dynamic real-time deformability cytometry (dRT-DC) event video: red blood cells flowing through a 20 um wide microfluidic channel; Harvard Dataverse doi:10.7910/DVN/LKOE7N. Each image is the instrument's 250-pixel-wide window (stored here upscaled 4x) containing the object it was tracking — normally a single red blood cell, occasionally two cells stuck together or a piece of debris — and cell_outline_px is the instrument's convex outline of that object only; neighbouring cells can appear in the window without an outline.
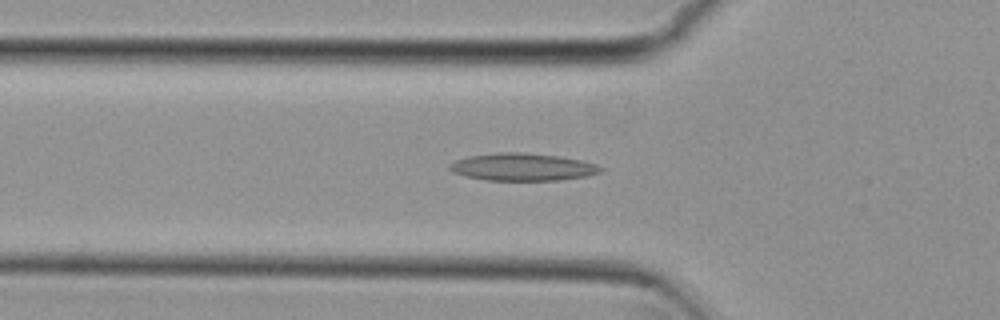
{"species": "common noctule bat (a hibernating species)", "species_latin": "Nyctalus noctula", "temperature_condition": "cold", "stored_images_in_passage": 51, "camera_frame_rate_fps": 3000, "um_per_image_px": 0.085, "animal": {"sex": "female", "body_mass_g": 29.2, "forearm_length_mm": 56.3}, "frame": {"image": 1, "passage_image": 17, "time_ms": 5.333, "image_size_px": [1000, 320], "cell_outline_px": [[604, 168], [600, 172], [588, 176], [560, 180], [484, 180], [464, 176], [452, 172], [448, 168], [448, 164], [456, 160], [468, 156], [496, 152], [524, 152], [560, 156], [580, 160], [596, 164]], "centroid_in_image_um": [44.39, 14.19], "position_along_channel_um": 81.4, "area_um2": 24.39}}
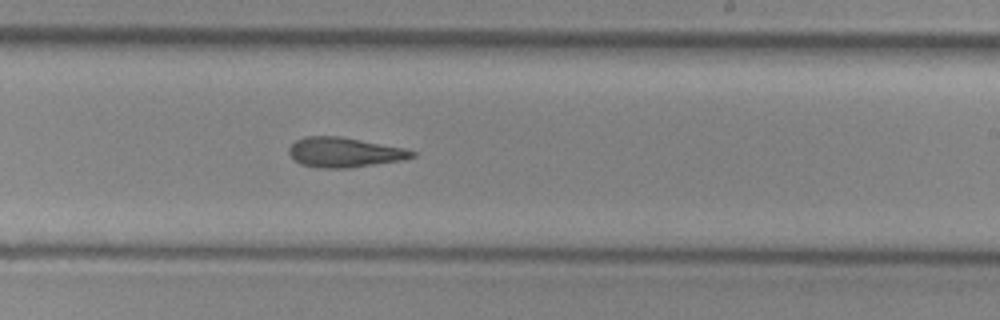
{"frame": {"image": 2, "passage_image": 31, "time_ms": 10.0, "image_size_px": [1000, 320], "cell_outline_px": [[416, 156], [404, 160], [352, 168], [316, 168], [300, 164], [288, 152], [288, 148], [296, 140], [304, 136], [340, 136], [404, 148], [416, 152]], "centroid_in_image_um": [29.28, 12.96], "position_along_channel_um": 259.7, "area_um2": 21.56}}
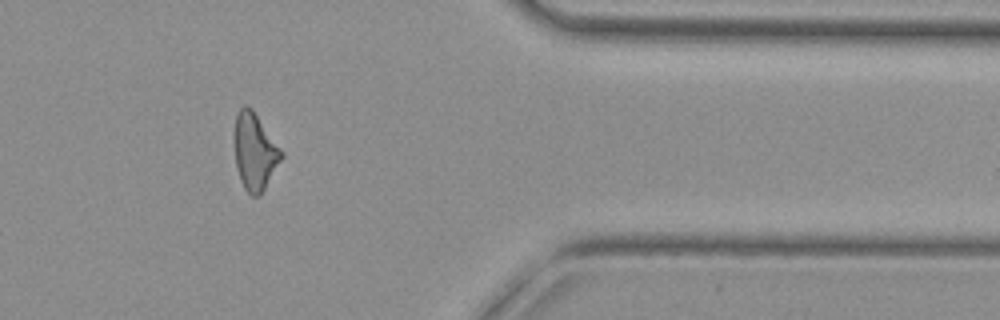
{"frame": {"image": 3, "passage_image": 43, "time_ms": 14.0, "image_size_px": [1000, 320], "cell_outline_px": [[284, 156], [260, 196], [252, 196], [244, 188], [240, 180], [236, 168], [236, 112], [244, 104], [252, 108], [284, 152]], "centroid_in_image_um": [21.69, 12.9], "position_along_channel_um": 389.7, "area_um2": 20.87}, "authors_computed_cell_mechanics": {"area_um2": 21.675, "velocity_mm_per_s": 3.8122, "shape_relaxation_time_tau1_ms": null, "shape_relaxation_time_tau2_ms": 5.8315, "deformation_change_tau1": null, "deformation_change_tau2": 0.1819}}